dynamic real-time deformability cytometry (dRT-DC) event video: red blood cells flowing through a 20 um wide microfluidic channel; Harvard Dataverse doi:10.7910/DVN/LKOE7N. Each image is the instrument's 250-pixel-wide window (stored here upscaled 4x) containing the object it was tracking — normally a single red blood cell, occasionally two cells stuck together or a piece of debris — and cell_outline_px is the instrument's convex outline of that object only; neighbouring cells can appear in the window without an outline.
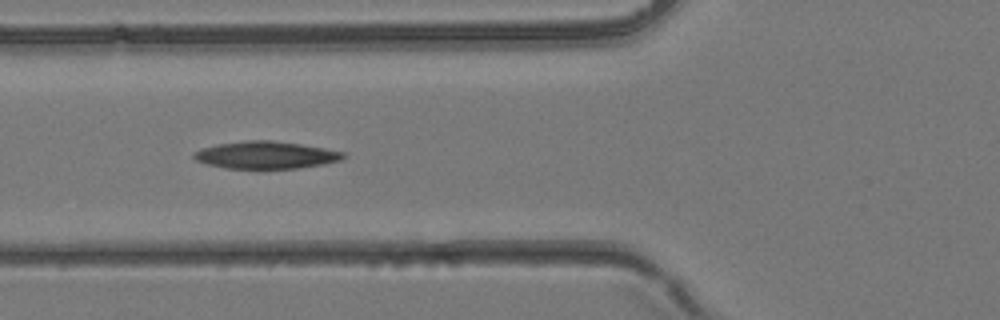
{"species": "common noctule bat (a hibernating species)", "species_latin": "Nyctalus noctula", "temperature_condition": "room temperature", "stored_images_in_passage": 39, "camera_frame_rate_fps": 3000, "um_per_image_px": 0.085, "animal": {"sex": "female", "body_mass_g": 24.6, "forearm_length_mm": 56.2}, "frame": {"image": 1, "passage_image": 14, "time_ms": 4.333, "image_size_px": [1000, 320], "cell_outline_px": [[348, 156], [340, 160], [324, 164], [296, 168], [224, 168], [208, 164], [196, 160], [192, 156], [192, 152], [200, 148], [220, 144], [248, 140], [272, 140], [300, 144], [324, 148], [344, 152]], "centroid_in_image_um": [22.59, 13.17], "position_along_channel_um": 103.2, "area_um2": 23.7}}
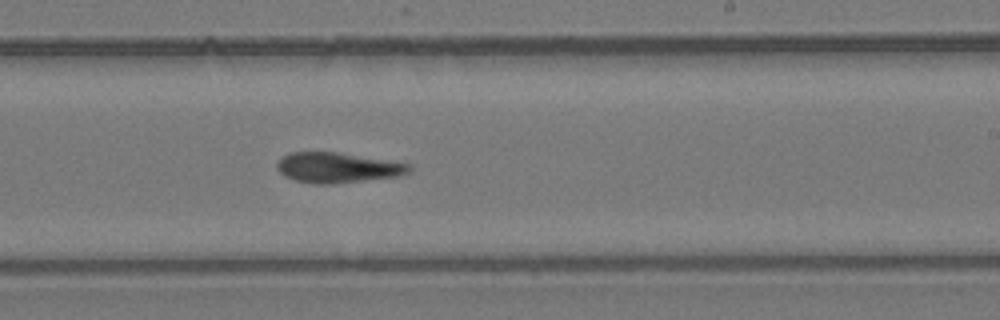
{"frame": {"image": 2, "passage_image": 23, "time_ms": 7.333, "image_size_px": [1000, 320], "cell_outline_px": [[412, 168], [408, 172], [400, 176], [332, 184], [312, 184], [292, 180], [284, 176], [276, 168], [276, 164], [288, 152], [336, 152], [412, 164]], "centroid_in_image_um": [28.67, 14.26], "position_along_channel_um": 260.3, "area_um2": 23.35}}
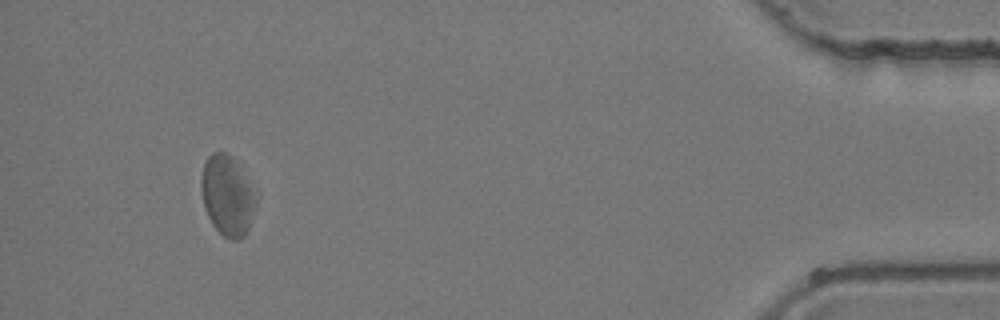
{"frame": {"image": 3, "passage_image": 36, "time_ms": 11.667, "image_size_px": [1000, 320], "cell_outline_px": [[256, 204], [248, 228], [244, 236], [240, 240], [228, 240], [212, 224], [208, 216], [204, 204], [200, 184], [200, 180], [204, 160], [212, 152], [224, 152], [232, 156], [252, 192], [256, 200]], "centroid_in_image_um": [19.27, 16.64], "position_along_channel_um": 415.9, "area_um2": 24.91}}